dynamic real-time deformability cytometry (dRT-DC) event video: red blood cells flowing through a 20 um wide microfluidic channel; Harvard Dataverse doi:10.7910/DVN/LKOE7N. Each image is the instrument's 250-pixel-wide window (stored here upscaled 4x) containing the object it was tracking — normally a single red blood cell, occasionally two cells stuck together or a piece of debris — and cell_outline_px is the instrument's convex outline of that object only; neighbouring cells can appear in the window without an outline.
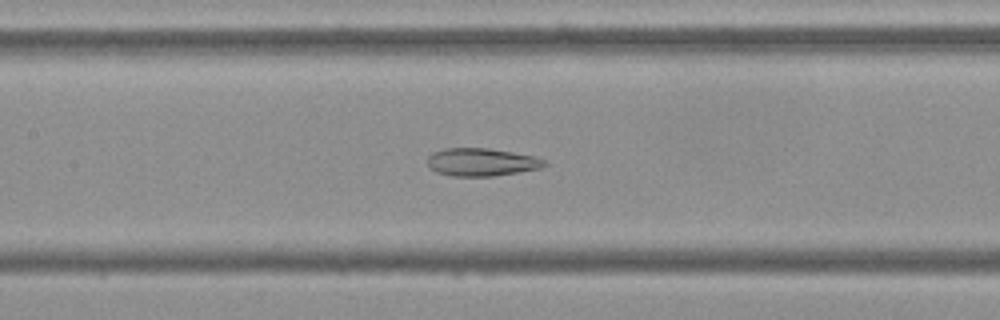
{"species": "Egyptian fruit bat (a non-hibernating species)", "species_latin": "Rousettus aegyptiacus", "temperature_condition": "cold", "stored_images_in_passage": 54, "camera_frame_rate_fps": 3000, "um_per_image_px": 0.085, "frame": {"image": 1, "passage_image": 25, "time_ms": 8.0, "image_size_px": [1000, 320], "cell_outline_px": [[548, 164], [540, 168], [492, 176], [452, 176], [436, 172], [428, 164], [428, 156], [432, 152], [444, 148], [488, 148], [536, 156], [548, 160]], "centroid_in_image_um": [40.95, 13.77], "position_along_channel_um": 166.4, "area_um2": 19.02}}
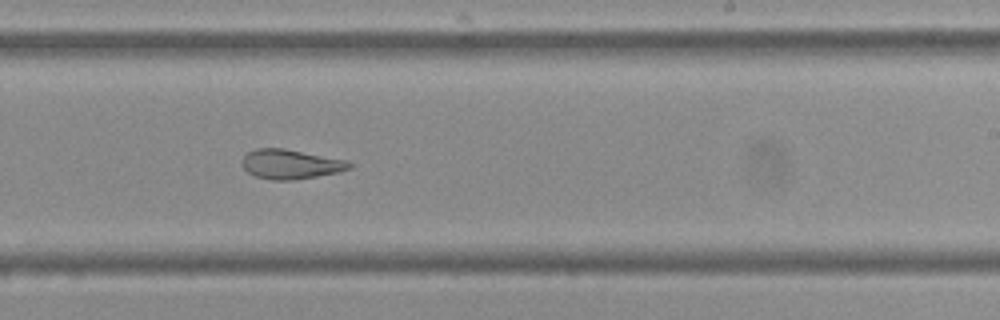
{"frame": {"image": 2, "passage_image": 33, "time_ms": 10.667, "image_size_px": [1000, 320], "cell_outline_px": [[352, 168], [340, 172], [296, 180], [272, 180], [256, 176], [248, 172], [244, 168], [240, 160], [248, 152], [256, 148], [284, 148], [348, 160], [352, 164]], "centroid_in_image_um": [24.73, 13.95], "position_along_channel_um": 264.3, "area_um2": 18.67}}
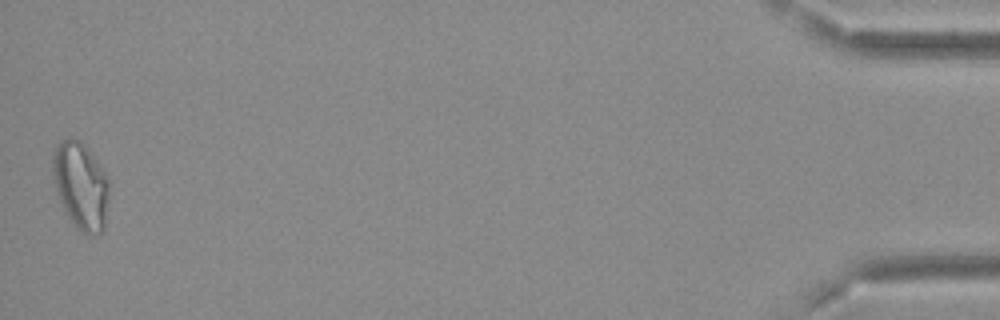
{"frame": {"image": 3, "passage_image": 54, "time_ms": 17.667, "image_size_px": [1000, 320], "cell_outline_px": [[108, 200], [104, 228], [100, 232], [92, 236], [88, 236], [76, 228], [68, 216], [60, 200], [56, 188], [52, 172], [52, 152], [60, 140], [80, 140], [88, 148], [108, 176]], "centroid_in_image_um": [6.87, 15.79], "position_along_channel_um": 428.3, "area_um2": 28.55}, "authors_computed_cell_mechanics": {"area_um2": 23.0333, "velocity_mm_per_s": 3.6817, "shape_relaxation_time_tau1_ms": null, "shape_relaxation_time_tau2_ms": 2.2317, "deformation_change_tau1": null, "deformation_change_tau2": 0.1008}}